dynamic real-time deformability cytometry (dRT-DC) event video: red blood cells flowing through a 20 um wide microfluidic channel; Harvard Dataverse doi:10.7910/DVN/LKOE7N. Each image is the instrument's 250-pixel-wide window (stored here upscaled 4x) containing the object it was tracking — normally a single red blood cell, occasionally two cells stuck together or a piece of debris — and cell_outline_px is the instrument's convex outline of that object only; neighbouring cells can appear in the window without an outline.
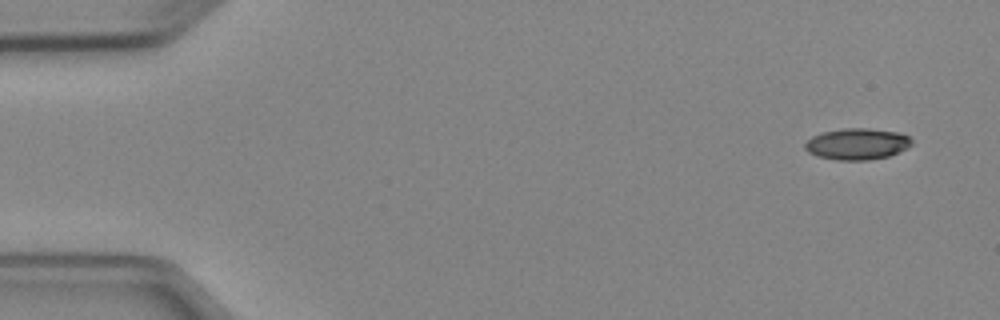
{"species": "Egyptian fruit bat (a non-hibernating species)", "species_latin": "Rousettus aegyptiacus", "temperature_condition": "cold", "stored_images_in_passage": 5, "camera_frame_rate_fps": 3000, "um_per_image_px": 0.085, "animal": {"sex": "female"}, "frame": {"image": 1, "passage_image": 1, "time_ms": 0.0, "image_size_px": [1000, 320], "cell_outline_px": [[912, 144], [908, 148], [888, 156], [868, 160], [836, 160], [816, 156], [808, 152], [804, 148], [804, 144], [812, 136], [820, 132], [844, 128], [868, 128], [900, 132], [908, 136], [912, 140]], "centroid_in_image_um": [72.84, 12.23], "position_along_channel_um": 12.2, "area_um2": 19.71}}
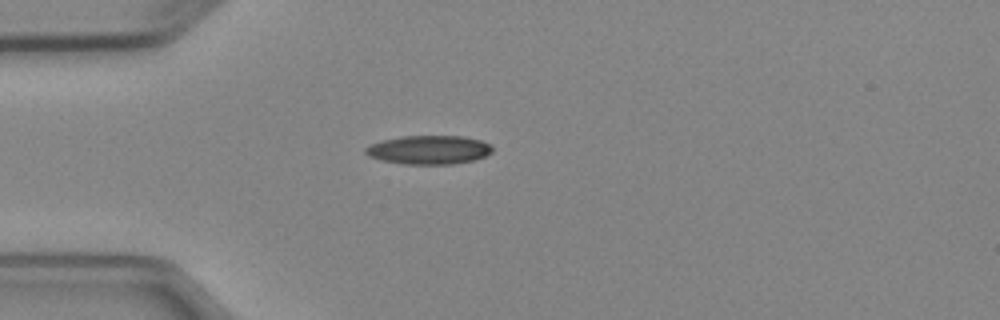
{"frame": {"image": 2, "passage_image": 4, "time_ms": 3.667, "image_size_px": [1000, 320], "cell_outline_px": [[492, 152], [484, 156], [472, 160], [452, 164], [404, 164], [384, 160], [368, 156], [364, 152], [364, 148], [380, 140], [404, 136], [464, 136], [480, 140], [492, 144]], "centroid_in_image_um": [36.46, 12.72], "position_along_channel_um": 48.5, "area_um2": 21.21}}